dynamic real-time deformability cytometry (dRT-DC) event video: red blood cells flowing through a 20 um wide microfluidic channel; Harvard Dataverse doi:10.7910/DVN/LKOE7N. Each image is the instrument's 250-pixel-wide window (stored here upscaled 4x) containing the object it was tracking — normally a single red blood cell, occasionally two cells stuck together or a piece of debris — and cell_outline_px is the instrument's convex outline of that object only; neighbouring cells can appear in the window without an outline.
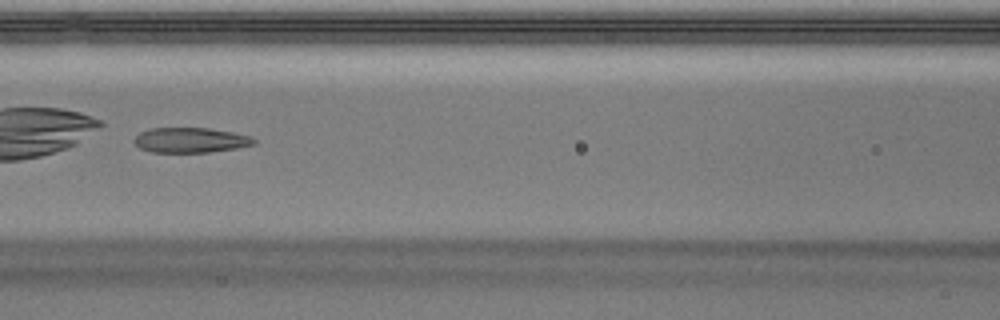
{"species": "Egyptian fruit bat (a non-hibernating species)", "species_latin": "Rousettus aegyptiacus", "temperature_condition": "warm", "stored_images_in_passage": 48, "camera_frame_rate_fps": 3000, "um_per_image_px": 0.085, "animal": {"sex": "male"}, "frame": {"image": 1, "passage_image": 21, "time_ms": 6.667, "image_size_px": [1000, 320], "cell_outline_px": [[256, 144], [236, 148], [208, 152], [152, 152], [140, 148], [132, 140], [140, 132], [152, 128], [208, 128], [232, 132], [252, 136], [256, 140]], "centroid_in_image_um": [16.21, 11.91], "position_along_channel_um": 150.4, "area_um2": 17.46}}